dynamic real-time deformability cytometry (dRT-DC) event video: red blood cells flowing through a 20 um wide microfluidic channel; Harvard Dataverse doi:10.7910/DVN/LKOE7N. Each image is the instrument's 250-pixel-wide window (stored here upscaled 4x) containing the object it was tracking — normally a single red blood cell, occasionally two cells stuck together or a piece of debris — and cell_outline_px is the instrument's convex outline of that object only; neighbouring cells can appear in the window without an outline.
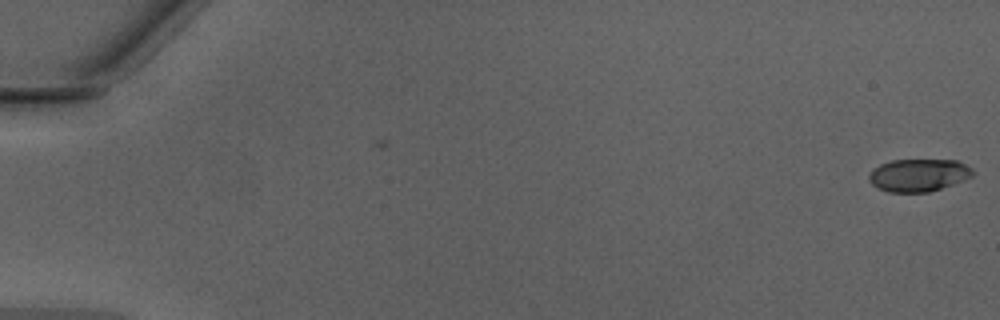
{"species": "Egyptian fruit bat (a non-hibernating species)", "species_latin": "Rousettus aegyptiacus", "temperature_condition": "warm", "stored_images_in_passage": 3, "camera_frame_rate_fps": 3000, "um_per_image_px": 0.085, "animal": {"sex": "male"}, "frame": {"image": 1, "passage_image": 3, "time_ms": 0.667, "image_size_px": [1000, 320], "cell_outline_px": [[972, 176], [964, 180], [928, 192], [888, 192], [876, 188], [868, 180], [868, 176], [880, 164], [892, 160], [956, 160], [972, 168]], "centroid_in_image_um": [78.05, 14.89], "position_along_channel_um": 6.9, "area_um2": 19.54}}